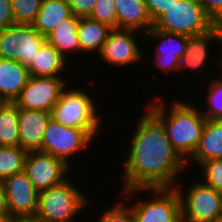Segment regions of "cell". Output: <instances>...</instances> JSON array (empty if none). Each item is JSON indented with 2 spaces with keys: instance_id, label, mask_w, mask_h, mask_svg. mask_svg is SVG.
<instances>
[{
  "instance_id": "6da1fadb",
  "label": "cell",
  "mask_w": 222,
  "mask_h": 222,
  "mask_svg": "<svg viewBox=\"0 0 222 222\" xmlns=\"http://www.w3.org/2000/svg\"><path fill=\"white\" fill-rule=\"evenodd\" d=\"M144 108L134 134L131 133L128 155L122 165L120 191L173 188L179 182L176 181L181 177L179 174L183 175L182 171L187 170L186 161L173 148L162 122Z\"/></svg>"
},
{
  "instance_id": "7a4b0ae2",
  "label": "cell",
  "mask_w": 222,
  "mask_h": 222,
  "mask_svg": "<svg viewBox=\"0 0 222 222\" xmlns=\"http://www.w3.org/2000/svg\"><path fill=\"white\" fill-rule=\"evenodd\" d=\"M154 98L156 103L148 102L146 107L162 122L173 148L187 161L198 146L206 118L199 108L184 100H171L168 109L166 100Z\"/></svg>"
},
{
  "instance_id": "3957f363",
  "label": "cell",
  "mask_w": 222,
  "mask_h": 222,
  "mask_svg": "<svg viewBox=\"0 0 222 222\" xmlns=\"http://www.w3.org/2000/svg\"><path fill=\"white\" fill-rule=\"evenodd\" d=\"M71 182L72 180L66 179L58 185L39 191L36 219L40 222L75 221L77 213L79 216L90 200L83 190Z\"/></svg>"
},
{
  "instance_id": "277c9868",
  "label": "cell",
  "mask_w": 222,
  "mask_h": 222,
  "mask_svg": "<svg viewBox=\"0 0 222 222\" xmlns=\"http://www.w3.org/2000/svg\"><path fill=\"white\" fill-rule=\"evenodd\" d=\"M68 85L60 93L59 100L52 108L51 118L68 128L100 130L103 118L98 113V103L83 89H74Z\"/></svg>"
},
{
  "instance_id": "5b68a950",
  "label": "cell",
  "mask_w": 222,
  "mask_h": 222,
  "mask_svg": "<svg viewBox=\"0 0 222 222\" xmlns=\"http://www.w3.org/2000/svg\"><path fill=\"white\" fill-rule=\"evenodd\" d=\"M150 194V199L137 198L130 206L136 222H182L180 197L175 187L173 188H138L121 191L122 197L129 199L142 192ZM134 194V195H133ZM146 199V201H145Z\"/></svg>"
},
{
  "instance_id": "8992f818",
  "label": "cell",
  "mask_w": 222,
  "mask_h": 222,
  "mask_svg": "<svg viewBox=\"0 0 222 222\" xmlns=\"http://www.w3.org/2000/svg\"><path fill=\"white\" fill-rule=\"evenodd\" d=\"M190 183L184 191L181 184L175 186L180 197L182 222H219L222 193L201 181Z\"/></svg>"
},
{
  "instance_id": "52a82bcc",
  "label": "cell",
  "mask_w": 222,
  "mask_h": 222,
  "mask_svg": "<svg viewBox=\"0 0 222 222\" xmlns=\"http://www.w3.org/2000/svg\"><path fill=\"white\" fill-rule=\"evenodd\" d=\"M215 25L199 0H178L154 23L153 27L189 37L206 33Z\"/></svg>"
},
{
  "instance_id": "ba28073f",
  "label": "cell",
  "mask_w": 222,
  "mask_h": 222,
  "mask_svg": "<svg viewBox=\"0 0 222 222\" xmlns=\"http://www.w3.org/2000/svg\"><path fill=\"white\" fill-rule=\"evenodd\" d=\"M99 134L100 130L68 128L51 118L44 131L42 146L38 151L51 154L70 166L71 156L81 150H87L88 144Z\"/></svg>"
},
{
  "instance_id": "9c48e42d",
  "label": "cell",
  "mask_w": 222,
  "mask_h": 222,
  "mask_svg": "<svg viewBox=\"0 0 222 222\" xmlns=\"http://www.w3.org/2000/svg\"><path fill=\"white\" fill-rule=\"evenodd\" d=\"M45 41L32 25L14 24L0 30V58L16 60L29 68Z\"/></svg>"
},
{
  "instance_id": "30bf717a",
  "label": "cell",
  "mask_w": 222,
  "mask_h": 222,
  "mask_svg": "<svg viewBox=\"0 0 222 222\" xmlns=\"http://www.w3.org/2000/svg\"><path fill=\"white\" fill-rule=\"evenodd\" d=\"M67 79L30 76L27 84L14 101L19 109L38 110L51 113L59 100L60 93L68 85Z\"/></svg>"
},
{
  "instance_id": "8fae6325",
  "label": "cell",
  "mask_w": 222,
  "mask_h": 222,
  "mask_svg": "<svg viewBox=\"0 0 222 222\" xmlns=\"http://www.w3.org/2000/svg\"><path fill=\"white\" fill-rule=\"evenodd\" d=\"M3 186L9 217H35L39 191L25 171L15 173L0 182Z\"/></svg>"
},
{
  "instance_id": "7c38bea8",
  "label": "cell",
  "mask_w": 222,
  "mask_h": 222,
  "mask_svg": "<svg viewBox=\"0 0 222 222\" xmlns=\"http://www.w3.org/2000/svg\"><path fill=\"white\" fill-rule=\"evenodd\" d=\"M137 34L144 36L143 33L136 30L112 29L98 53L99 58L103 59L106 65L114 67H127L129 64L144 62V54L140 49L142 47L138 44L139 39L135 37Z\"/></svg>"
},
{
  "instance_id": "4fadbf2b",
  "label": "cell",
  "mask_w": 222,
  "mask_h": 222,
  "mask_svg": "<svg viewBox=\"0 0 222 222\" xmlns=\"http://www.w3.org/2000/svg\"><path fill=\"white\" fill-rule=\"evenodd\" d=\"M70 167L63 160L40 151H29L24 171L38 190L48 189L70 178L67 172Z\"/></svg>"
},
{
  "instance_id": "5bb4252c",
  "label": "cell",
  "mask_w": 222,
  "mask_h": 222,
  "mask_svg": "<svg viewBox=\"0 0 222 222\" xmlns=\"http://www.w3.org/2000/svg\"><path fill=\"white\" fill-rule=\"evenodd\" d=\"M148 41H156L154 57L150 58L153 61L157 70L161 73L171 75V73H178L180 59L185 53L187 39L185 35L171 33L167 31L158 30L152 27L144 34ZM158 41V42H157Z\"/></svg>"
},
{
  "instance_id": "9a60e30c",
  "label": "cell",
  "mask_w": 222,
  "mask_h": 222,
  "mask_svg": "<svg viewBox=\"0 0 222 222\" xmlns=\"http://www.w3.org/2000/svg\"><path fill=\"white\" fill-rule=\"evenodd\" d=\"M214 40L217 41V43H219L220 47L222 48L221 24H216L206 33L189 36L187 39L185 53L180 59L178 74L180 71L183 73L184 70L186 71V69L189 71H195V73H199L200 71L202 74L201 69L205 67V65L207 66L209 63L208 58L211 57L209 56V49H211V47L208 46H211L210 42L213 41L214 43Z\"/></svg>"
},
{
  "instance_id": "2e32d148",
  "label": "cell",
  "mask_w": 222,
  "mask_h": 222,
  "mask_svg": "<svg viewBox=\"0 0 222 222\" xmlns=\"http://www.w3.org/2000/svg\"><path fill=\"white\" fill-rule=\"evenodd\" d=\"M51 113L19 109V144L28 151H37L42 146L43 135Z\"/></svg>"
},
{
  "instance_id": "e0dca14e",
  "label": "cell",
  "mask_w": 222,
  "mask_h": 222,
  "mask_svg": "<svg viewBox=\"0 0 222 222\" xmlns=\"http://www.w3.org/2000/svg\"><path fill=\"white\" fill-rule=\"evenodd\" d=\"M29 78V70L22 63L0 58V99L14 102Z\"/></svg>"
},
{
  "instance_id": "ac0fdd59",
  "label": "cell",
  "mask_w": 222,
  "mask_h": 222,
  "mask_svg": "<svg viewBox=\"0 0 222 222\" xmlns=\"http://www.w3.org/2000/svg\"><path fill=\"white\" fill-rule=\"evenodd\" d=\"M116 6L118 29L147 33L153 23L144 0H113Z\"/></svg>"
},
{
  "instance_id": "d6986e66",
  "label": "cell",
  "mask_w": 222,
  "mask_h": 222,
  "mask_svg": "<svg viewBox=\"0 0 222 222\" xmlns=\"http://www.w3.org/2000/svg\"><path fill=\"white\" fill-rule=\"evenodd\" d=\"M213 159H222V120L206 119L198 146L186 165L190 166L194 162L198 165Z\"/></svg>"
},
{
  "instance_id": "ffe728a7",
  "label": "cell",
  "mask_w": 222,
  "mask_h": 222,
  "mask_svg": "<svg viewBox=\"0 0 222 222\" xmlns=\"http://www.w3.org/2000/svg\"><path fill=\"white\" fill-rule=\"evenodd\" d=\"M34 62L28 68L30 76L36 77H56L61 76L68 62L60 52L47 40L42 44L39 52L34 58ZM61 73V74H60Z\"/></svg>"
},
{
  "instance_id": "44dd1931",
  "label": "cell",
  "mask_w": 222,
  "mask_h": 222,
  "mask_svg": "<svg viewBox=\"0 0 222 222\" xmlns=\"http://www.w3.org/2000/svg\"><path fill=\"white\" fill-rule=\"evenodd\" d=\"M78 22L79 17L72 14L61 21L56 28L46 36V40L52 44L67 61L69 58L67 55H71L72 52L73 54L74 52L84 54L81 51L77 34Z\"/></svg>"
},
{
  "instance_id": "7402d4cb",
  "label": "cell",
  "mask_w": 222,
  "mask_h": 222,
  "mask_svg": "<svg viewBox=\"0 0 222 222\" xmlns=\"http://www.w3.org/2000/svg\"><path fill=\"white\" fill-rule=\"evenodd\" d=\"M111 30L107 25L89 17L79 18L77 34L81 51L86 55L88 52L98 55Z\"/></svg>"
},
{
  "instance_id": "603a6c76",
  "label": "cell",
  "mask_w": 222,
  "mask_h": 222,
  "mask_svg": "<svg viewBox=\"0 0 222 222\" xmlns=\"http://www.w3.org/2000/svg\"><path fill=\"white\" fill-rule=\"evenodd\" d=\"M71 15L68 0H43L32 26L46 37L61 21Z\"/></svg>"
},
{
  "instance_id": "cb8c5ba5",
  "label": "cell",
  "mask_w": 222,
  "mask_h": 222,
  "mask_svg": "<svg viewBox=\"0 0 222 222\" xmlns=\"http://www.w3.org/2000/svg\"><path fill=\"white\" fill-rule=\"evenodd\" d=\"M19 108L14 102H5L0 108V146H20Z\"/></svg>"
},
{
  "instance_id": "d4e9b609",
  "label": "cell",
  "mask_w": 222,
  "mask_h": 222,
  "mask_svg": "<svg viewBox=\"0 0 222 222\" xmlns=\"http://www.w3.org/2000/svg\"><path fill=\"white\" fill-rule=\"evenodd\" d=\"M28 152L20 146H0V182L24 171Z\"/></svg>"
},
{
  "instance_id": "484cf974",
  "label": "cell",
  "mask_w": 222,
  "mask_h": 222,
  "mask_svg": "<svg viewBox=\"0 0 222 222\" xmlns=\"http://www.w3.org/2000/svg\"><path fill=\"white\" fill-rule=\"evenodd\" d=\"M222 56L221 55L219 57ZM218 62L221 66L220 70L222 73V57ZM222 75V74H221ZM220 78H210L209 86L205 90L206 97L204 103L206 104L205 109H202V114L206 119L210 120H222V76ZM208 105V106H207Z\"/></svg>"
},
{
  "instance_id": "4316f807",
  "label": "cell",
  "mask_w": 222,
  "mask_h": 222,
  "mask_svg": "<svg viewBox=\"0 0 222 222\" xmlns=\"http://www.w3.org/2000/svg\"><path fill=\"white\" fill-rule=\"evenodd\" d=\"M43 0H11L15 24L32 25Z\"/></svg>"
},
{
  "instance_id": "83f0119b",
  "label": "cell",
  "mask_w": 222,
  "mask_h": 222,
  "mask_svg": "<svg viewBox=\"0 0 222 222\" xmlns=\"http://www.w3.org/2000/svg\"><path fill=\"white\" fill-rule=\"evenodd\" d=\"M89 18L105 24L111 29H118L117 11L113 0H96Z\"/></svg>"
},
{
  "instance_id": "f1b7e54d",
  "label": "cell",
  "mask_w": 222,
  "mask_h": 222,
  "mask_svg": "<svg viewBox=\"0 0 222 222\" xmlns=\"http://www.w3.org/2000/svg\"><path fill=\"white\" fill-rule=\"evenodd\" d=\"M198 166L202 171L201 182L222 193V159L206 160Z\"/></svg>"
},
{
  "instance_id": "f546056e",
  "label": "cell",
  "mask_w": 222,
  "mask_h": 222,
  "mask_svg": "<svg viewBox=\"0 0 222 222\" xmlns=\"http://www.w3.org/2000/svg\"><path fill=\"white\" fill-rule=\"evenodd\" d=\"M119 201L101 213L94 222H136L130 206H125L126 203L122 199Z\"/></svg>"
},
{
  "instance_id": "4dcf8cb0",
  "label": "cell",
  "mask_w": 222,
  "mask_h": 222,
  "mask_svg": "<svg viewBox=\"0 0 222 222\" xmlns=\"http://www.w3.org/2000/svg\"><path fill=\"white\" fill-rule=\"evenodd\" d=\"M178 0H144L154 24Z\"/></svg>"
},
{
  "instance_id": "1f68e13d",
  "label": "cell",
  "mask_w": 222,
  "mask_h": 222,
  "mask_svg": "<svg viewBox=\"0 0 222 222\" xmlns=\"http://www.w3.org/2000/svg\"><path fill=\"white\" fill-rule=\"evenodd\" d=\"M72 14L76 17H89L96 4V0H68Z\"/></svg>"
},
{
  "instance_id": "d6a6232c",
  "label": "cell",
  "mask_w": 222,
  "mask_h": 222,
  "mask_svg": "<svg viewBox=\"0 0 222 222\" xmlns=\"http://www.w3.org/2000/svg\"><path fill=\"white\" fill-rule=\"evenodd\" d=\"M199 2L216 24H222V0H199Z\"/></svg>"
},
{
  "instance_id": "836d02e7",
  "label": "cell",
  "mask_w": 222,
  "mask_h": 222,
  "mask_svg": "<svg viewBox=\"0 0 222 222\" xmlns=\"http://www.w3.org/2000/svg\"><path fill=\"white\" fill-rule=\"evenodd\" d=\"M15 24L11 0H0V30Z\"/></svg>"
},
{
  "instance_id": "e575fe53",
  "label": "cell",
  "mask_w": 222,
  "mask_h": 222,
  "mask_svg": "<svg viewBox=\"0 0 222 222\" xmlns=\"http://www.w3.org/2000/svg\"><path fill=\"white\" fill-rule=\"evenodd\" d=\"M9 213L7 211L6 197L2 184L0 183V218L8 217Z\"/></svg>"
},
{
  "instance_id": "d590c367",
  "label": "cell",
  "mask_w": 222,
  "mask_h": 222,
  "mask_svg": "<svg viewBox=\"0 0 222 222\" xmlns=\"http://www.w3.org/2000/svg\"><path fill=\"white\" fill-rule=\"evenodd\" d=\"M12 222H40L35 217L12 218Z\"/></svg>"
},
{
  "instance_id": "8d00e7d4",
  "label": "cell",
  "mask_w": 222,
  "mask_h": 222,
  "mask_svg": "<svg viewBox=\"0 0 222 222\" xmlns=\"http://www.w3.org/2000/svg\"><path fill=\"white\" fill-rule=\"evenodd\" d=\"M0 222H12V217H1Z\"/></svg>"
},
{
  "instance_id": "74e56055",
  "label": "cell",
  "mask_w": 222,
  "mask_h": 222,
  "mask_svg": "<svg viewBox=\"0 0 222 222\" xmlns=\"http://www.w3.org/2000/svg\"><path fill=\"white\" fill-rule=\"evenodd\" d=\"M4 103H5V101H3V100L0 99V108H1V106H2Z\"/></svg>"
}]
</instances>
